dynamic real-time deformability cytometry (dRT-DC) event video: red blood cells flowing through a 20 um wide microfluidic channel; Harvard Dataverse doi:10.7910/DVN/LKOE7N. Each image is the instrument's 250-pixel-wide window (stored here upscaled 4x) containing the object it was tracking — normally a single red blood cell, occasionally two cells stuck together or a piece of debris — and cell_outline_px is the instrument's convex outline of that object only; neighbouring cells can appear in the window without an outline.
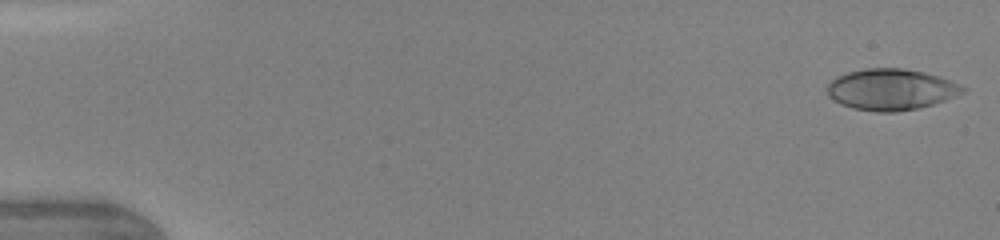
{"species": "human", "species_latin": "Homo sapiens", "temperature_condition": "warm", "stored_images_in_passage": 18, "camera_frame_rate_fps": 3000, "um_per_image_px": 0.085, "donor": {"sex": "female"}, "frame": {"image": 1, "passage_image": 1, "time_ms": 0.0, "image_size_px": [1000, 240], "cell_outline_px": [[968, 88], [964, 92], [944, 100], [920, 108], [896, 112], [876, 112], [852, 108], [840, 104], [828, 96], [828, 84], [836, 76], [848, 72], [864, 68], [900, 68], [924, 72], [960, 84]], "centroid_in_image_um": [75.72, 7.61], "position_along_channel_um": 9.3, "area_um2": 32.48}}
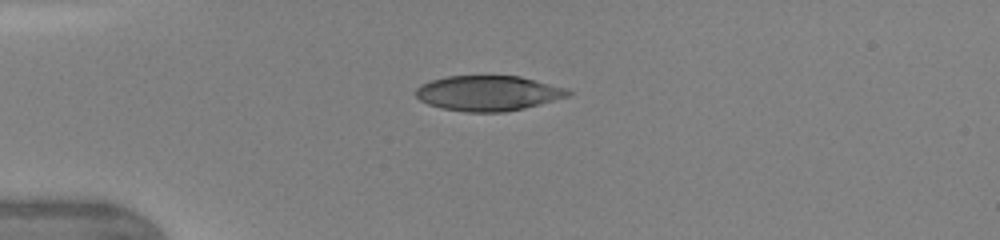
{"frame": {"image": 2, "passage_image": 11, "time_ms": 3.667, "image_size_px": [1000, 240], "cell_outline_px": [[572, 92], [568, 96], [540, 104], [524, 108], [504, 112], [464, 112], [440, 108], [428, 104], [420, 100], [416, 96], [416, 88], [420, 84], [444, 76], [520, 76], [568, 88]], "centroid_in_image_um": [41.48, 7.92], "position_along_channel_um": 43.5, "area_um2": 31.33}}